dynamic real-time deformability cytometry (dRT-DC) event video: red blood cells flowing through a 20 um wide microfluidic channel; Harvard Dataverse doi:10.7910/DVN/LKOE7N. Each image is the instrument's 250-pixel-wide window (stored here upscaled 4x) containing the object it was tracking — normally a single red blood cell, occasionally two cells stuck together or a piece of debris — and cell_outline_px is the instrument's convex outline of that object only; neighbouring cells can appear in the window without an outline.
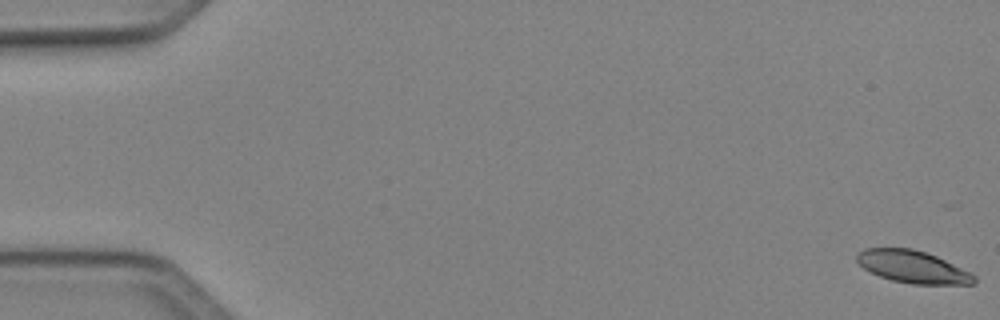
{"species": "Egyptian fruit bat (a non-hibernating species)", "species_latin": "Rousettus aegyptiacus", "temperature_condition": "cold", "stored_images_in_passage": 12, "camera_frame_rate_fps": 3000, "um_per_image_px": 0.085, "animal": {"sex": "female"}, "frame": {"image": 1, "passage_image": 1, "time_ms": 0.0, "image_size_px": [1000, 320], "cell_outline_px": [[976, 284], [912, 284], [892, 280], [880, 276], [864, 268], [856, 260], [856, 256], [864, 248], [912, 248], [936, 256], [976, 276]], "centroid_in_image_um": [77.57, 22.68], "position_along_channel_um": 7.4, "area_um2": 21.73}}